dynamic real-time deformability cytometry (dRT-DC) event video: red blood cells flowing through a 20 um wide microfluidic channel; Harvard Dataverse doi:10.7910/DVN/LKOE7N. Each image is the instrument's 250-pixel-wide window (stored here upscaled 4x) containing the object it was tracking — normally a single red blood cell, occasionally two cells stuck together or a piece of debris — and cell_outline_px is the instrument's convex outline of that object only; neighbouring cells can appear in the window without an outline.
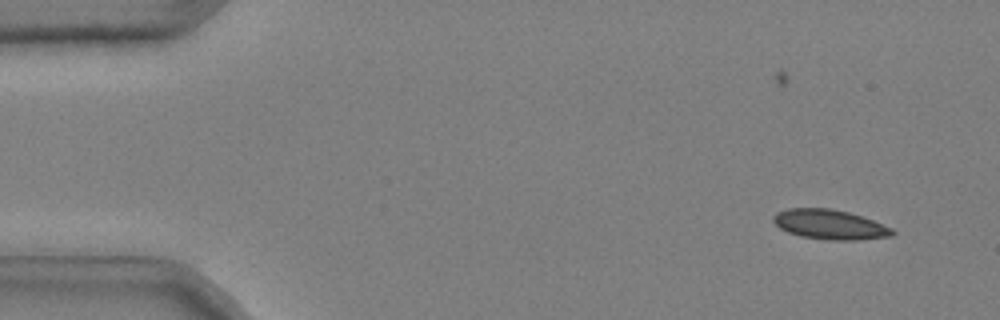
{"species": "common noctule bat (a hibernating species)", "species_latin": "Nyctalus noctula", "temperature_condition": "cold", "stored_images_in_passage": 51, "camera_frame_rate_fps": 3000, "um_per_image_px": 0.085, "animal": {"sex": "male", "body_mass_g": 20.4}, "frame": {"image": 1, "passage_image": 3, "time_ms": 0.667, "image_size_px": [1000, 320], "cell_outline_px": [[896, 232], [892, 236], [856, 240], [832, 240], [800, 236], [788, 232], [780, 228], [772, 220], [772, 216], [776, 212], [788, 208], [832, 208], [848, 212], [872, 220], [892, 228]], "centroid_in_image_um": [70.51, 19.08], "position_along_channel_um": 14.5, "area_um2": 20.58}}
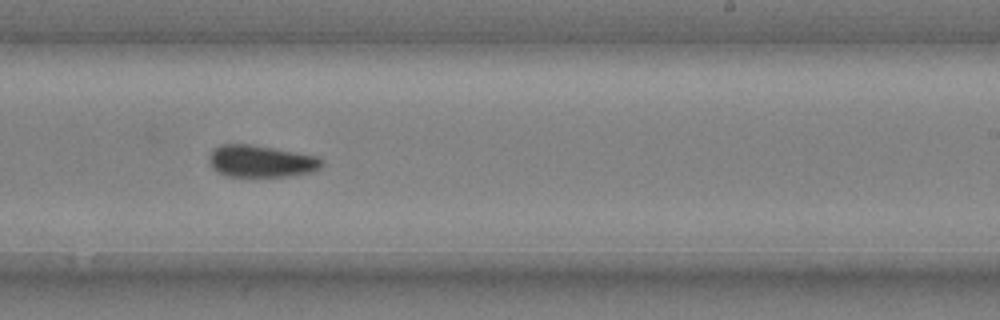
{"frame": {"image": 2, "passage_image": 32, "time_ms": 10.333, "image_size_px": [1000, 320], "cell_outline_px": [[324, 164], [320, 168], [312, 172], [292, 176], [228, 176], [216, 172], [212, 168], [208, 160], [208, 156], [212, 148], [220, 144], [252, 144], [320, 156], [324, 160]], "centroid_in_image_um": [22.2, 13.69], "position_along_channel_um": 266.8, "area_um2": 21.5}}
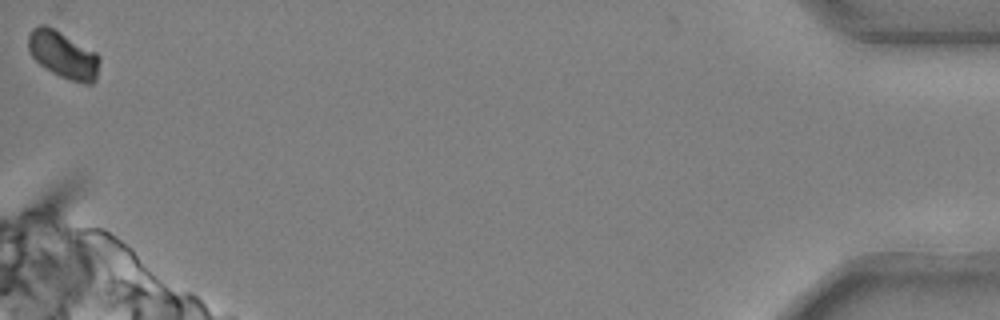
{"frame": {"image": 3, "passage_image": 51, "time_ms": 16.667, "image_size_px": [1000, 320], "cell_outline_px": [[100, 60], [96, 80], [92, 84], [84, 84], [60, 76], [44, 68], [32, 56], [28, 48], [28, 36], [32, 28], [40, 24], [44, 24], [60, 32], [96, 52], [100, 56]], "centroid_in_image_um": [5.38, 4.67], "position_along_channel_um": 429.8, "area_um2": 19.48}, "authors_computed_cell_mechanics": {"area_um2": 20.808, "velocity_mm_per_s": 3.6869, "shape_relaxation_time_tau1_ms": 4.381, "shape_relaxation_time_tau2_ms": 9.5253, "deformation_change_tau1": 0.0892, "deformation_change_tau2": 0.0879}}